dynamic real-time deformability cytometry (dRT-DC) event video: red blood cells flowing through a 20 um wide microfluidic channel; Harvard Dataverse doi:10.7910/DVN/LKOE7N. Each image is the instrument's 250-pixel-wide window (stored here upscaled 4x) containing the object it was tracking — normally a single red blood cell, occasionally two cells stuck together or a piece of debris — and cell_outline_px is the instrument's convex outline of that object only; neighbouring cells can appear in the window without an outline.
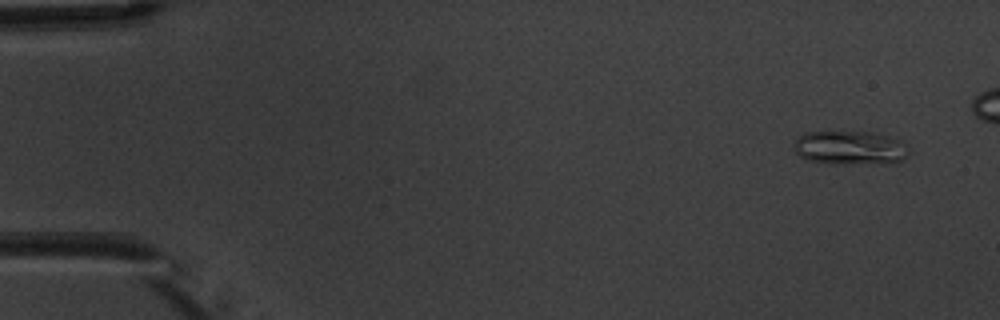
{"species": "common noctule bat (a hibernating species)", "species_latin": "Nyctalus noctula", "temperature_condition": "warm", "stored_images_in_passage": 11, "camera_frame_rate_fps": 3000, "um_per_image_px": 0.085, "animal": {"sex": "male", "body_mass_g": 20.1, "forearm_length_mm": 53.5}, "frame": {"image": 1, "passage_image": 1, "time_ms": 0.0, "image_size_px": [1000, 320], "cell_outline_px": [[912, 152], [896, 164], [828, 164], [804, 160], [796, 152], [796, 140], [804, 132], [872, 132], [888, 136], [900, 140]], "centroid_in_image_um": [72.31, 12.6], "position_along_channel_um": 12.7, "area_um2": 23.12}}
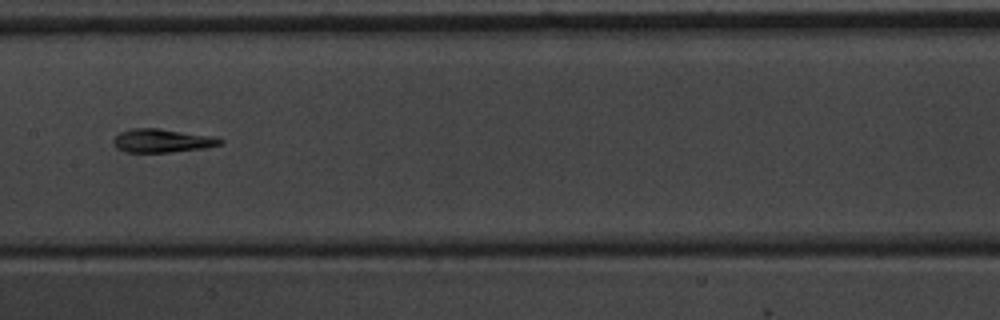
{"frame": {"image": 2, "passage_image": 8, "time_ms": 8.0, "image_size_px": [1000, 320], "cell_outline_px": [[224, 144], [208, 148], [168, 152], [124, 152], [116, 148], [112, 144], [112, 140], [120, 132], [132, 128], [160, 128], [216, 136], [224, 140]], "centroid_in_image_um": [13.83, 11.95], "position_along_channel_um": 193.6, "area_um2": 15.03}}
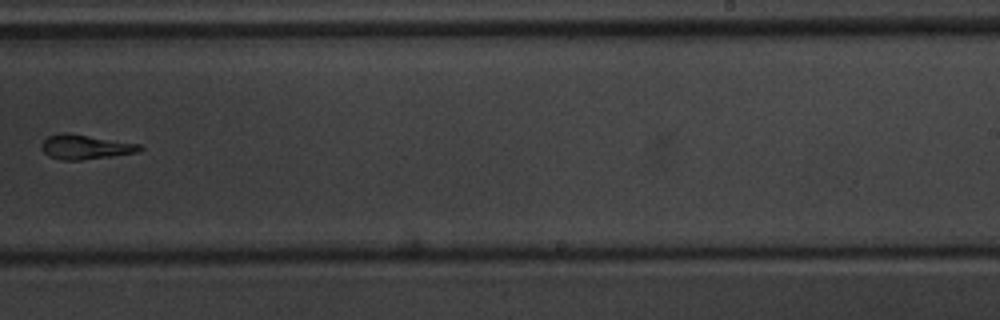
{"frame": {"image": 3, "passage_image": 10, "time_ms": 10.333, "image_size_px": [1000, 320], "cell_outline_px": [[144, 148], [136, 152], [80, 160], [64, 160], [48, 156], [40, 148], [40, 144], [48, 136], [60, 132], [68, 132], [140, 144]], "centroid_in_image_um": [7.19, 12.47], "position_along_channel_um": 281.8, "area_um2": 13.99}}